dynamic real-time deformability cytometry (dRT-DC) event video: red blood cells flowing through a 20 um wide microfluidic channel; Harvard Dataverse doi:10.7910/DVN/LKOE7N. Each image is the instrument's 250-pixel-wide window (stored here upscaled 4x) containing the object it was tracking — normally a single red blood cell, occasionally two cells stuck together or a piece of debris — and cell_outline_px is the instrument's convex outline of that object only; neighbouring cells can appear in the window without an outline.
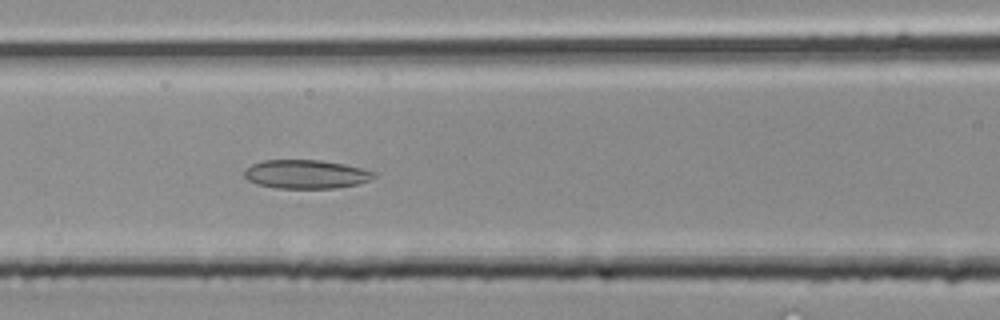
{"species": "common noctule bat (a hibernating species)", "species_latin": "Nyctalus noctula", "temperature_condition": "room temperature", "stored_images_in_passage": 13, "camera_frame_rate_fps": 3000, "um_per_image_px": 0.085, "animal": {"sex": "male", "body_mass_g": 20.4}, "frame": {"image": 1, "passage_image": 13, "time_ms": 4.0, "image_size_px": [1000, 320], "cell_outline_px": [[376, 176], [360, 184], [332, 188], [276, 188], [256, 184], [248, 180], [244, 176], [244, 172], [252, 164], [264, 160], [320, 160], [344, 164], [376, 172]], "centroid_in_image_um": [26.01, 14.81], "position_along_channel_um": 140.6, "area_um2": 21.62}}